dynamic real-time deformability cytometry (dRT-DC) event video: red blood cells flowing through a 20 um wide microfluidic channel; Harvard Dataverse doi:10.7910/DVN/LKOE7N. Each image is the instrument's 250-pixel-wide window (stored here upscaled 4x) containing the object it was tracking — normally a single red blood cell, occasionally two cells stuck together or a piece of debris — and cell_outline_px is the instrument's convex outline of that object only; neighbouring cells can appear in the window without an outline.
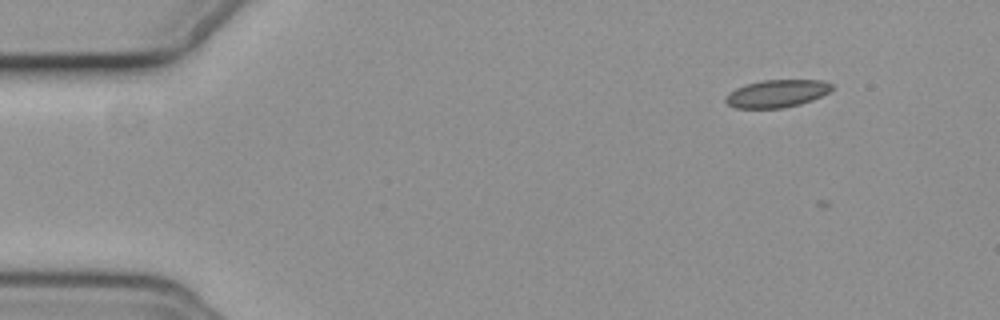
{"species": "common noctule bat (a hibernating species)", "species_latin": "Nyctalus noctula", "temperature_condition": "cold", "stored_images_in_passage": 11, "camera_frame_rate_fps": 3000, "um_per_image_px": 0.085, "animal": {"sex": "female", "body_mass_g": 19.3, "forearm_length_mm": 54.1}, "frame": {"image": 1, "passage_image": 1, "time_ms": 0.0, "image_size_px": [1000, 320], "cell_outline_px": [[832, 88], [828, 92], [812, 100], [800, 104], [784, 108], [736, 108], [728, 104], [724, 100], [724, 96], [728, 92], [744, 84], [764, 80], [824, 80], [832, 84]], "centroid_in_image_um": [65.99, 7.95], "position_along_channel_um": 19.0, "area_um2": 17.17}}